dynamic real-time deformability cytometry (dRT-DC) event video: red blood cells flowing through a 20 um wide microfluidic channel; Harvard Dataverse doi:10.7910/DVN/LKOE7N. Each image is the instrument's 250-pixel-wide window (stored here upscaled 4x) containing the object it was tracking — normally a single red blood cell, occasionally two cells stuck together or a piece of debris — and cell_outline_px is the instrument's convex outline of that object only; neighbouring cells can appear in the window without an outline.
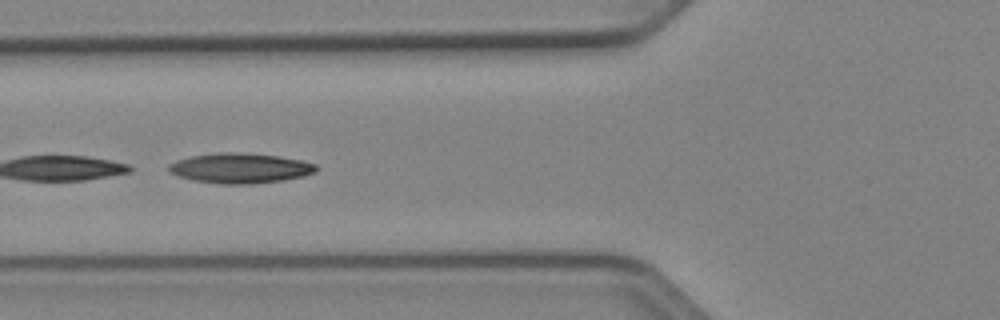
{"species": "Egyptian fruit bat (a non-hibernating species)", "species_latin": "Rousettus aegyptiacus", "temperature_condition": "cold", "stored_images_in_passage": 21, "camera_frame_rate_fps": 3000, "um_per_image_px": 0.085, "animal": {"sex": "female"}, "frame": {"image": 1, "passage_image": 19, "time_ms": 6.0, "image_size_px": [1000, 320], "cell_outline_px": [[320, 168], [316, 172], [304, 176], [284, 180], [252, 184], [220, 184], [192, 180], [180, 176], [172, 172], [168, 168], [168, 164], [176, 160], [192, 156], [212, 152], [240, 152], [276, 156], [300, 160], [316, 164]], "centroid_in_image_um": [20.43, 14.29], "position_along_channel_um": 105.4, "area_um2": 25.95}}